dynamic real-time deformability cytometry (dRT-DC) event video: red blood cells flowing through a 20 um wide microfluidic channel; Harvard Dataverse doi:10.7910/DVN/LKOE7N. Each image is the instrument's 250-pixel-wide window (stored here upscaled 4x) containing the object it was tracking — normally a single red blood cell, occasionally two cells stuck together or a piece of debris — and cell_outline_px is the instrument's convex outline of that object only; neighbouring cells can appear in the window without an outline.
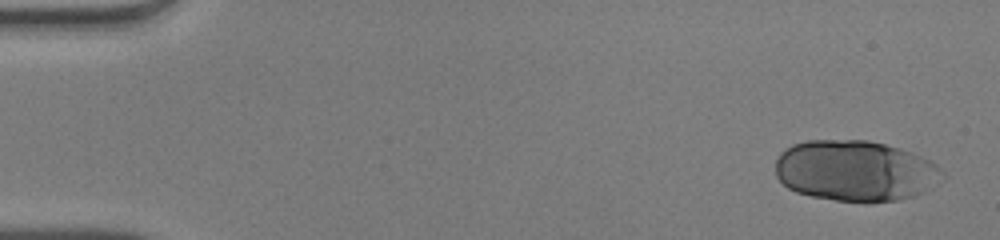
{"species": "human", "species_latin": "Homo sapiens", "temperature_condition": "warm", "stored_images_in_passage": 30, "camera_frame_rate_fps": 3000, "um_per_image_px": 0.085, "donor": {"sex": "male"}, "frame": {"image": 1, "passage_image": 1, "time_ms": 0.0, "image_size_px": [1000, 240], "cell_outline_px": [[948, 176], [940, 184], [916, 196], [900, 200], [868, 204], [864, 204], [836, 200], [812, 196], [796, 192], [788, 188], [776, 176], [776, 160], [780, 152], [784, 148], [792, 144], [808, 140], [868, 140], [900, 148], [912, 152], [932, 160]], "centroid_in_image_um": [72.77, 14.54], "position_along_channel_um": 12.2, "area_um2": 60.57}}
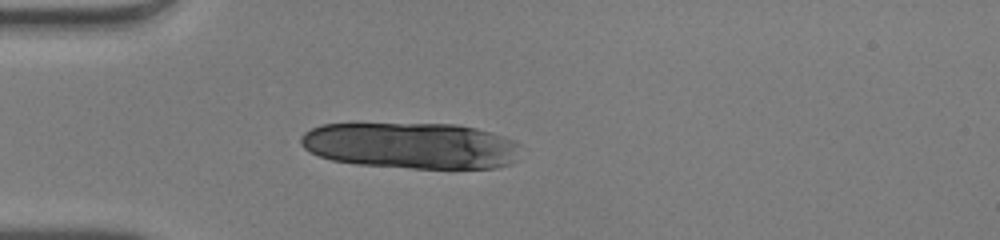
{"frame": {"image": 2, "passage_image": 13, "time_ms": 4.0, "image_size_px": [1000, 240], "cell_outline_px": [[520, 144], [516, 160], [512, 164], [496, 168], [412, 168], [356, 164], [332, 160], [308, 152], [300, 144], [300, 136], [304, 132], [320, 124], [456, 124], [476, 128], [492, 132], [516, 140]], "centroid_in_image_um": [34.96, 12.37], "position_along_channel_um": 50.0, "area_um2": 59.65}}
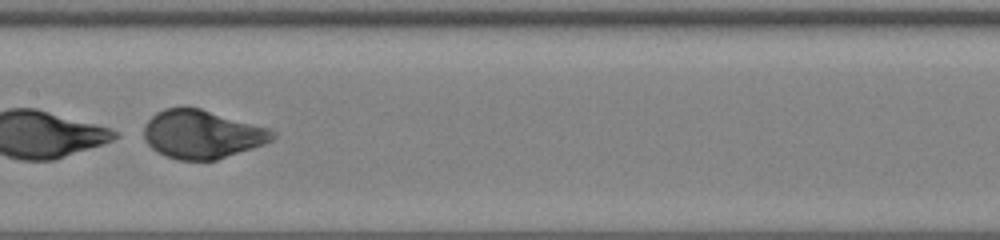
{"frame": {"image": 3, "passage_image": 25, "time_ms": 8.0, "image_size_px": [1000, 240], "cell_outline_px": [[276, 136], [272, 140], [264, 144], [216, 160], [180, 160], [168, 156], [152, 148], [144, 140], [144, 128], [148, 120], [156, 112], [164, 108], [200, 108], [272, 128], [276, 132]], "centroid_in_image_um": [17.22, 11.4], "position_along_channel_um": 190.2, "area_um2": 36.24}}